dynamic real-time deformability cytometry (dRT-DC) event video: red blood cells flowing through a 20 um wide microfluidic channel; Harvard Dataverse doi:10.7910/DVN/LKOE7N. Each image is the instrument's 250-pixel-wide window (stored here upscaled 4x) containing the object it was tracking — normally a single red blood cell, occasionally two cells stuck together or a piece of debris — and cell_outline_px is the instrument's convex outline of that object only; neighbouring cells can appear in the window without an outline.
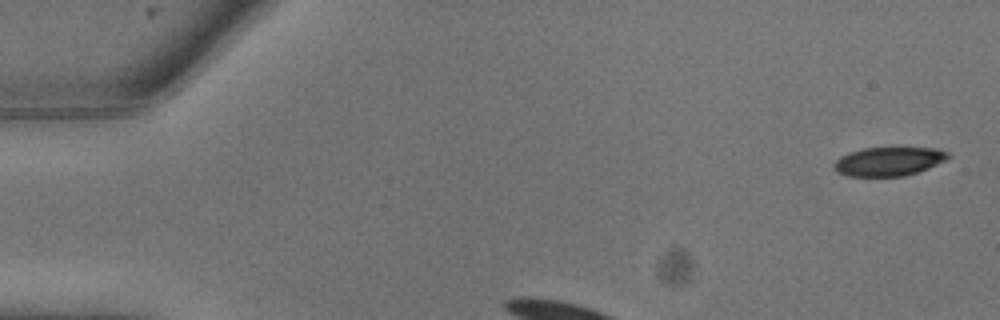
{"species": "common noctule bat (a hibernating species)", "species_latin": "Nyctalus noctula", "temperature_condition": "warm", "stored_images_in_passage": 15, "camera_frame_rate_fps": 3000, "um_per_image_px": 0.085, "animal": {"sex": "male", "body_mass_g": 13.3}, "frame": {"image": 1, "passage_image": 1, "time_ms": 0.0, "image_size_px": [1000, 320], "cell_outline_px": [[952, 156], [928, 168], [904, 176], [848, 176], [836, 172], [836, 160], [840, 156], [848, 152], [864, 148], [936, 148], [948, 152]], "centroid_in_image_um": [75.54, 13.71], "position_along_channel_um": 9.5, "area_um2": 18.96}}
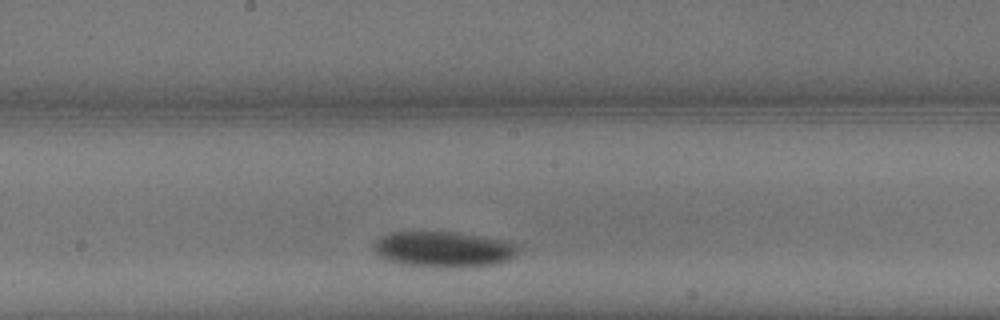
{"frame": {"image": 2, "passage_image": 9, "time_ms": 2.667, "image_size_px": [1000, 320], "cell_outline_px": [[520, 248], [508, 260], [496, 264], [452, 268], [436, 268], [400, 264], [384, 260], [372, 248], [376, 240], [380, 236], [388, 232], [460, 232], [504, 240], [516, 244]], "centroid_in_image_um": [37.65, 21.2], "position_along_channel_um": 210.5, "area_um2": 30.52}}
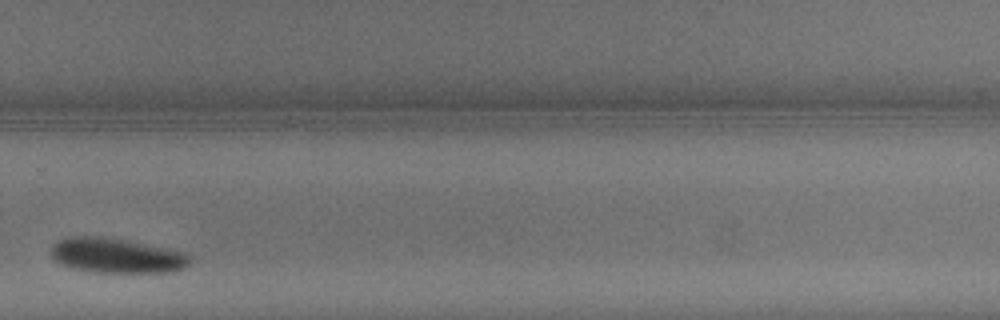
{"frame": {"image": 3, "passage_image": 13, "time_ms": 4.0, "image_size_px": [1000, 320], "cell_outline_px": [[192, 260], [184, 268], [172, 272], [96, 272], [72, 268], [56, 260], [52, 256], [52, 244], [60, 240], [72, 236], [104, 236], [128, 240], [184, 252], [192, 256]], "centroid_in_image_um": [9.95, 21.71], "position_along_channel_um": 319.9, "area_um2": 28.15}}